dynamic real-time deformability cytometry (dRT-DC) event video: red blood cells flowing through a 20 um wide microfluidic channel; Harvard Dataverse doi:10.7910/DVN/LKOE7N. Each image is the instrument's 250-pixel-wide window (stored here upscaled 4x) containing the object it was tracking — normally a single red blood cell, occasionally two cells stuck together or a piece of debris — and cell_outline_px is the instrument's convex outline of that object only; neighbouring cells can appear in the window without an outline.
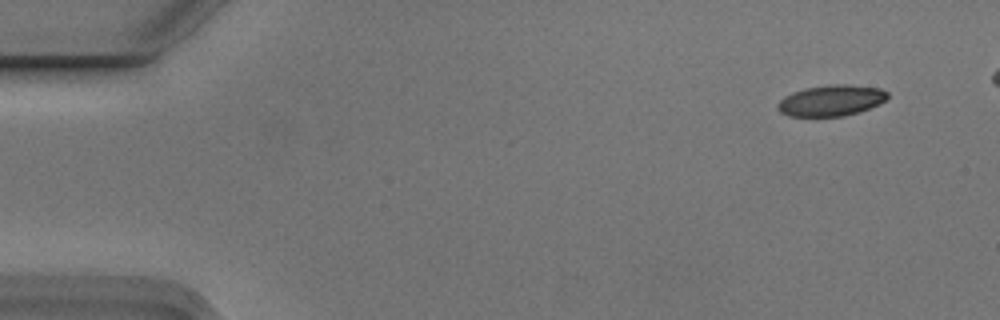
{"species": "Egyptian fruit bat (a non-hibernating species)", "species_latin": "Rousettus aegyptiacus", "temperature_condition": "cold", "stored_images_in_passage": 6, "camera_frame_rate_fps": 3000, "um_per_image_px": 0.085, "animal": {"sex": "male"}, "frame": {"image": 1, "passage_image": 2, "time_ms": 0.333, "image_size_px": [1000, 320], "cell_outline_px": [[888, 96], [880, 104], [844, 116], [788, 116], [780, 112], [776, 108], [776, 104], [784, 96], [792, 92], [804, 88], [832, 84], [844, 84], [880, 88], [888, 92]], "centroid_in_image_um": [70.61, 8.54], "position_along_channel_um": 14.4, "area_um2": 19.83}}
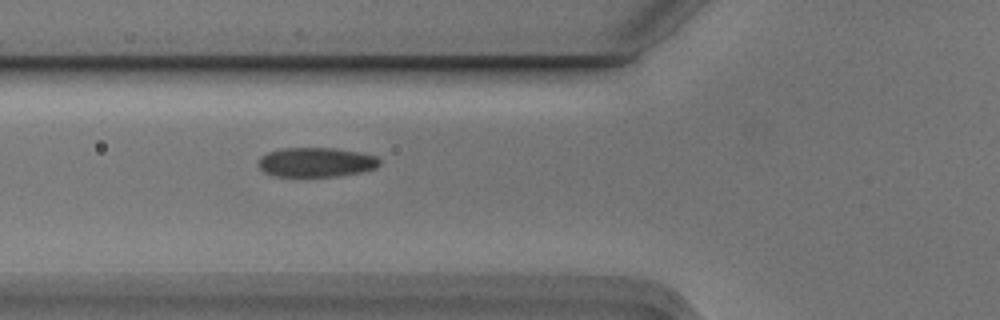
{"frame": {"image": 2, "passage_image": 6, "time_ms": 1.667, "image_size_px": [1000, 320], "cell_outline_px": [[380, 164], [376, 168], [360, 172], [336, 176], [276, 176], [264, 172], [256, 164], [256, 160], [260, 156], [268, 152], [280, 148], [336, 148], [360, 152], [376, 156], [380, 160]], "centroid_in_image_um": [26.83, 13.78], "position_along_channel_um": 99.0, "area_um2": 20.98}}